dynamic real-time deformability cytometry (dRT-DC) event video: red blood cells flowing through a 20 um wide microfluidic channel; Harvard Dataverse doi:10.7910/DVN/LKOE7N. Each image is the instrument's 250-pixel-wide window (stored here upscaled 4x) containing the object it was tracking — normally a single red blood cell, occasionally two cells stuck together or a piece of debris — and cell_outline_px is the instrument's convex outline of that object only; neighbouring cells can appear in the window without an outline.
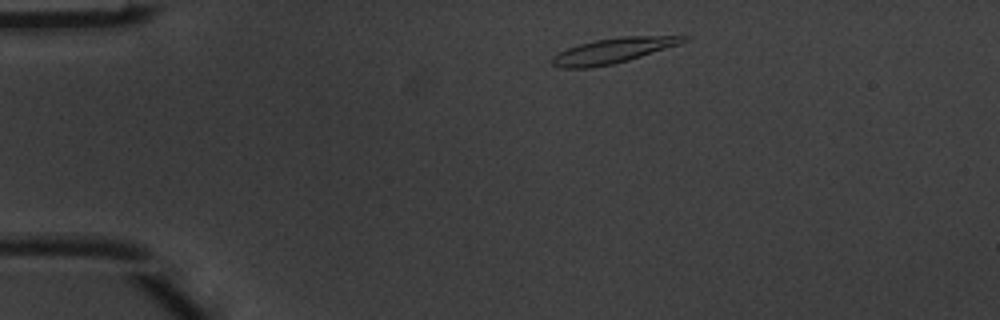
{"species": "common noctule bat (a hibernating species)", "species_latin": "Nyctalus noctula", "temperature_condition": "warm", "stored_images_in_passage": 3, "camera_frame_rate_fps": 3000, "um_per_image_px": 0.085, "animal": {"sex": "male", "body_mass_g": 20.1, "forearm_length_mm": 53.5}, "frame": {"image": 1, "passage_image": 1, "time_ms": 0.0, "image_size_px": [1000, 320], "cell_outline_px": [[688, 40], [680, 44], [628, 60], [612, 64], [588, 68], [560, 68], [552, 64], [552, 56], [568, 48], [580, 44], [596, 40], [620, 36], [688, 36]], "centroid_in_image_um": [52.1, 4.3], "position_along_channel_um": 32.9, "area_um2": 19.02}}
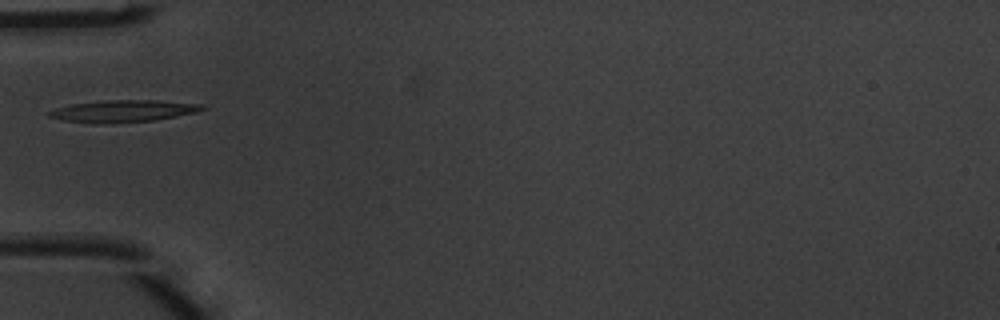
{"frame": {"image": 2, "passage_image": 3, "time_ms": 0.667, "image_size_px": [1000, 320], "cell_outline_px": [[208, 108], [196, 112], [156, 120], [100, 124], [64, 120], [48, 116], [48, 112], [56, 108], [72, 104], [104, 100], [160, 100], [204, 104]], "centroid_in_image_um": [10.53, 9.43], "position_along_channel_um": 74.5, "area_um2": 19.65}}